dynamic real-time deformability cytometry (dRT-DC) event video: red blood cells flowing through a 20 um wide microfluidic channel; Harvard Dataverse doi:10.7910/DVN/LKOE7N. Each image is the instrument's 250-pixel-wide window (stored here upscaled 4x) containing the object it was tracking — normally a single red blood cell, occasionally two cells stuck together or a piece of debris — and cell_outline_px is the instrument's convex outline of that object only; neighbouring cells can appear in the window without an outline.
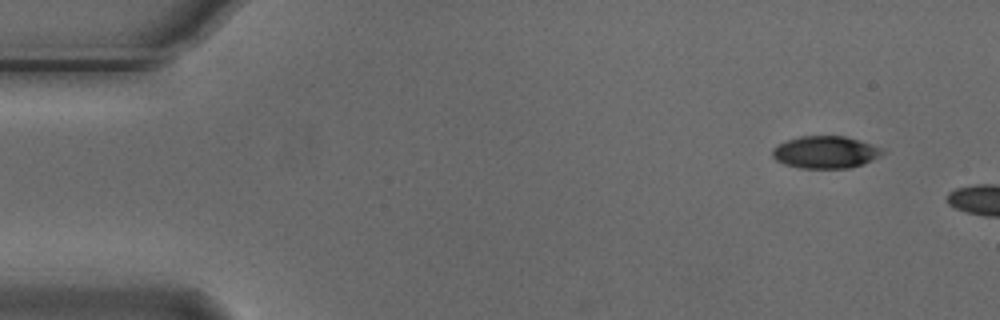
{"species": "Egyptian fruit bat (a non-hibernating species)", "species_latin": "Rousettus aegyptiacus", "temperature_condition": "cold", "stored_images_in_passage": 3, "camera_frame_rate_fps": 3000, "um_per_image_px": 0.085, "animal": {"sex": "male"}, "frame": {"image": 1, "passage_image": 1, "time_ms": 0.0, "image_size_px": [1000, 320], "cell_outline_px": [[884, 152], [872, 160], [864, 164], [848, 168], [800, 168], [784, 164], [776, 160], [772, 156], [772, 148], [788, 140], [800, 136], [844, 136], [860, 140], [884, 148]], "centroid_in_image_um": [70.17, 12.94], "position_along_channel_um": 14.8, "area_um2": 20.69}}